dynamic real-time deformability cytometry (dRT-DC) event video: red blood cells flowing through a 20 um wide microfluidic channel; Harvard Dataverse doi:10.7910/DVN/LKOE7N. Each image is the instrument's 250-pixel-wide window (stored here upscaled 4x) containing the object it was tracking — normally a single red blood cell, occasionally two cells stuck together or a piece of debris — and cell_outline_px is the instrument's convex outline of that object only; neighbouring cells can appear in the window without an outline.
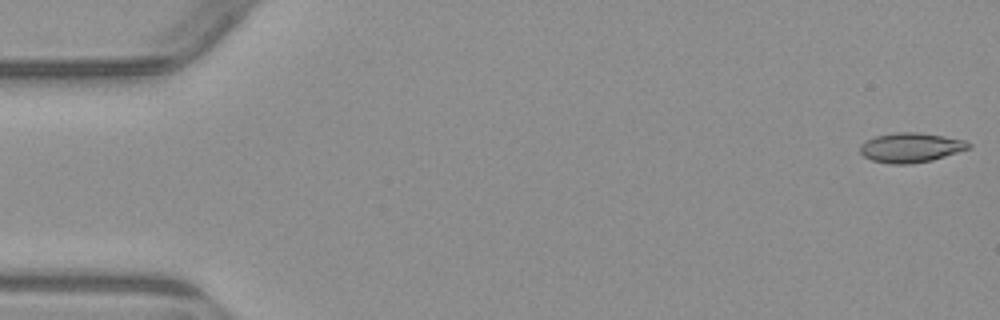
{"species": "common noctule bat (a hibernating species)", "species_latin": "Nyctalus noctula", "temperature_condition": "warm", "stored_images_in_passage": 4, "camera_frame_rate_fps": 3000, "um_per_image_px": 0.085, "animal": {"sex": "male", "body_mass_g": 23.1, "forearm_length_mm": 52.7}, "frame": {"image": 1, "passage_image": 1, "time_ms": 0.0, "image_size_px": [1000, 320], "cell_outline_px": [[972, 148], [932, 160], [912, 164], [892, 164], [872, 160], [864, 156], [860, 152], [860, 144], [876, 136], [896, 132], [916, 132], [944, 136], [964, 140], [972, 144]], "centroid_in_image_um": [77.44, 12.55], "position_along_channel_um": 7.6, "area_um2": 18.73}}
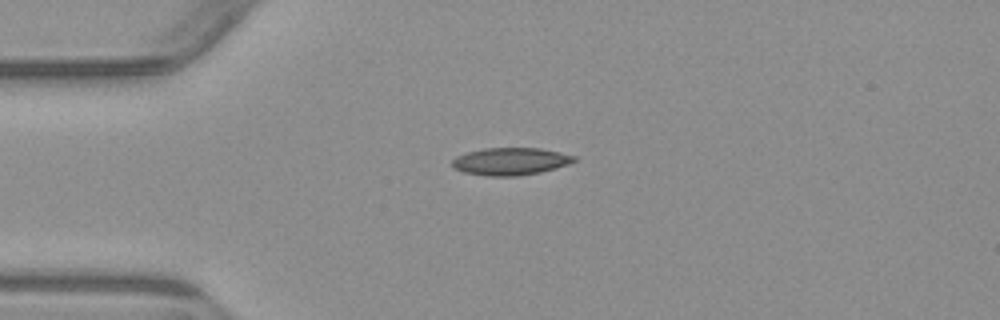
{"frame": {"image": 2, "passage_image": 4, "time_ms": 4.0, "image_size_px": [1000, 320], "cell_outline_px": [[576, 160], [568, 164], [556, 168], [540, 172], [516, 176], [488, 176], [464, 172], [452, 168], [452, 160], [456, 156], [468, 152], [484, 148], [540, 148], [560, 152], [576, 156]], "centroid_in_image_um": [43.38, 13.71], "position_along_channel_um": 41.6, "area_um2": 19.48}}